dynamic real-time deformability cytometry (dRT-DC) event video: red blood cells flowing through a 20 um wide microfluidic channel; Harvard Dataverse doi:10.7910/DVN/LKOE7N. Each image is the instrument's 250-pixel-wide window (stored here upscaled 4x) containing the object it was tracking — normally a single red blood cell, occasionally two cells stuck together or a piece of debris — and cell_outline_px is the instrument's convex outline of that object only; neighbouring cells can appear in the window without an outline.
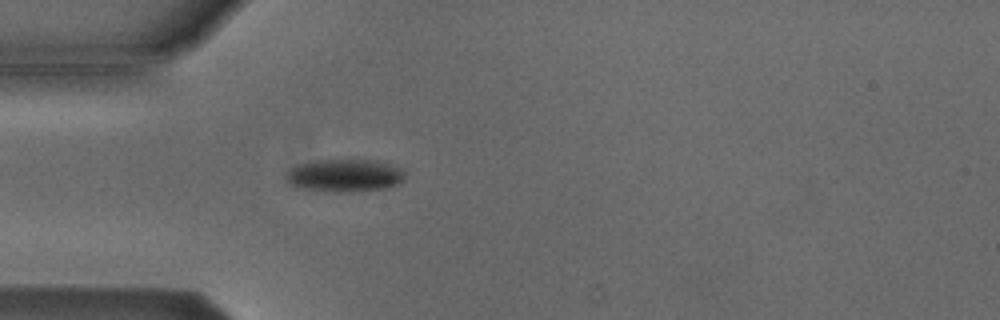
{"species": "Egyptian fruit bat (a non-hibernating species)", "species_latin": "Rousettus aegyptiacus", "temperature_condition": "cold", "stored_images_in_passage": 41, "camera_frame_rate_fps": 3000, "um_per_image_px": 0.085, "animal": {"sex": "male"}, "frame": {"image": 1, "passage_image": 3, "time_ms": 0.667, "image_size_px": [1000, 320], "cell_outline_px": [[404, 176], [396, 184], [384, 188], [352, 192], [336, 192], [296, 188], [288, 184], [284, 180], [284, 172], [288, 168], [296, 164], [316, 160], [376, 160], [400, 168], [404, 172]], "centroid_in_image_um": [29.15, 14.92], "position_along_channel_um": 55.9, "area_um2": 22.95}}
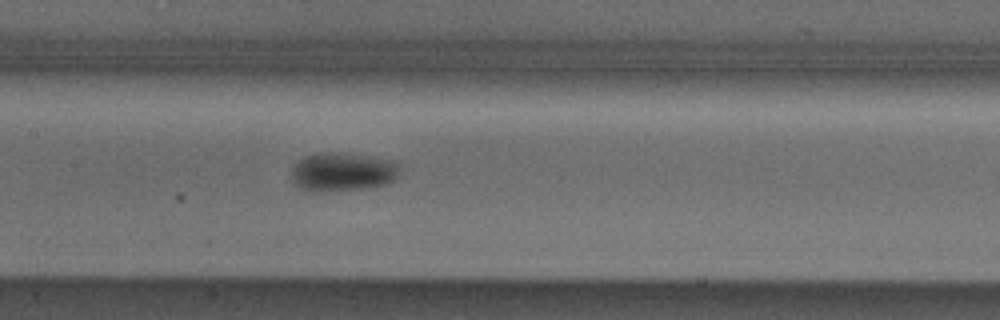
{"frame": {"image": 2, "passage_image": 13, "time_ms": 4.0, "image_size_px": [1000, 320], "cell_outline_px": [[396, 180], [388, 184], [360, 188], [320, 192], [312, 192], [296, 184], [292, 180], [292, 164], [304, 156], [320, 152], [332, 152], [364, 156], [388, 160], [396, 164]], "centroid_in_image_um": [29.03, 14.61], "position_along_channel_um": 178.4, "area_um2": 23.93}}
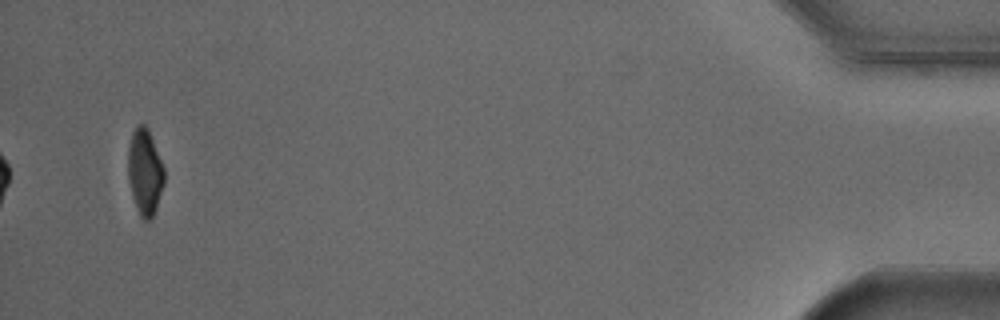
{"frame": {"image": 3, "passage_image": 39, "time_ms": 12.667, "image_size_px": [1000, 320], "cell_outline_px": [[164, 184], [156, 208], [152, 216], [148, 220], [144, 220], [140, 216], [132, 196], [128, 176], [128, 148], [132, 132], [140, 124], [144, 124], [148, 128], [164, 168]], "centroid_in_image_um": [12.31, 14.61], "position_along_channel_um": 422.9, "area_um2": 17.92}, "authors_computed_cell_mechanics": {"area_um2": 21.964, "velocity_mm_per_s": 3.8415, "shape_relaxation_time_tau1_ms": 1.5672, "shape_relaxation_time_tau2_ms": null, "deformation_change_tau1": 0.1098, "deformation_change_tau2": null}}